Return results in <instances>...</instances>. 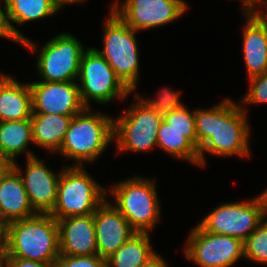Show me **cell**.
<instances>
[{
    "label": "cell",
    "instance_id": "6da1fadb",
    "mask_svg": "<svg viewBox=\"0 0 267 267\" xmlns=\"http://www.w3.org/2000/svg\"><path fill=\"white\" fill-rule=\"evenodd\" d=\"M247 110L231 99L211 108L194 110L199 166L206 165L205 153L212 156L249 157L250 126Z\"/></svg>",
    "mask_w": 267,
    "mask_h": 267
},
{
    "label": "cell",
    "instance_id": "7a4b0ae2",
    "mask_svg": "<svg viewBox=\"0 0 267 267\" xmlns=\"http://www.w3.org/2000/svg\"><path fill=\"white\" fill-rule=\"evenodd\" d=\"M7 258L56 263L60 256L57 220L50 214H36L15 220L3 228Z\"/></svg>",
    "mask_w": 267,
    "mask_h": 267
},
{
    "label": "cell",
    "instance_id": "3957f363",
    "mask_svg": "<svg viewBox=\"0 0 267 267\" xmlns=\"http://www.w3.org/2000/svg\"><path fill=\"white\" fill-rule=\"evenodd\" d=\"M85 108L74 115L57 151L67 159L77 161L74 166H83L82 162H94L114 140L113 118Z\"/></svg>",
    "mask_w": 267,
    "mask_h": 267
},
{
    "label": "cell",
    "instance_id": "277c9868",
    "mask_svg": "<svg viewBox=\"0 0 267 267\" xmlns=\"http://www.w3.org/2000/svg\"><path fill=\"white\" fill-rule=\"evenodd\" d=\"M108 190L85 171L84 166H63L57 200L49 213L56 220L94 214L107 199Z\"/></svg>",
    "mask_w": 267,
    "mask_h": 267
},
{
    "label": "cell",
    "instance_id": "5b68a950",
    "mask_svg": "<svg viewBox=\"0 0 267 267\" xmlns=\"http://www.w3.org/2000/svg\"><path fill=\"white\" fill-rule=\"evenodd\" d=\"M155 180L132 177L110 187L113 206L137 233H149L160 221V204Z\"/></svg>",
    "mask_w": 267,
    "mask_h": 267
},
{
    "label": "cell",
    "instance_id": "8992f818",
    "mask_svg": "<svg viewBox=\"0 0 267 267\" xmlns=\"http://www.w3.org/2000/svg\"><path fill=\"white\" fill-rule=\"evenodd\" d=\"M103 23V50L96 49L115 71L117 77L131 91L139 81V49L136 32L110 9Z\"/></svg>",
    "mask_w": 267,
    "mask_h": 267
},
{
    "label": "cell",
    "instance_id": "52a82bcc",
    "mask_svg": "<svg viewBox=\"0 0 267 267\" xmlns=\"http://www.w3.org/2000/svg\"><path fill=\"white\" fill-rule=\"evenodd\" d=\"M78 82L80 99L86 108H90V100L107 104L116 98L123 100L132 93L95 47L83 52Z\"/></svg>",
    "mask_w": 267,
    "mask_h": 267
},
{
    "label": "cell",
    "instance_id": "ba28073f",
    "mask_svg": "<svg viewBox=\"0 0 267 267\" xmlns=\"http://www.w3.org/2000/svg\"><path fill=\"white\" fill-rule=\"evenodd\" d=\"M140 94L119 118H113L114 140L118 153L147 152L157 147V133L163 116L144 104ZM138 98V100H137Z\"/></svg>",
    "mask_w": 267,
    "mask_h": 267
},
{
    "label": "cell",
    "instance_id": "9c48e42d",
    "mask_svg": "<svg viewBox=\"0 0 267 267\" xmlns=\"http://www.w3.org/2000/svg\"><path fill=\"white\" fill-rule=\"evenodd\" d=\"M266 215L267 203L262 192L248 201L221 204L198 224L206 232L233 236L244 242Z\"/></svg>",
    "mask_w": 267,
    "mask_h": 267
},
{
    "label": "cell",
    "instance_id": "30bf717a",
    "mask_svg": "<svg viewBox=\"0 0 267 267\" xmlns=\"http://www.w3.org/2000/svg\"><path fill=\"white\" fill-rule=\"evenodd\" d=\"M83 44L72 34L59 33L40 50L37 70L41 81L67 82L78 79Z\"/></svg>",
    "mask_w": 267,
    "mask_h": 267
},
{
    "label": "cell",
    "instance_id": "8fae6325",
    "mask_svg": "<svg viewBox=\"0 0 267 267\" xmlns=\"http://www.w3.org/2000/svg\"><path fill=\"white\" fill-rule=\"evenodd\" d=\"M185 245L186 258L199 267H231L244 257L240 238L206 232L199 224L190 231Z\"/></svg>",
    "mask_w": 267,
    "mask_h": 267
},
{
    "label": "cell",
    "instance_id": "7c38bea8",
    "mask_svg": "<svg viewBox=\"0 0 267 267\" xmlns=\"http://www.w3.org/2000/svg\"><path fill=\"white\" fill-rule=\"evenodd\" d=\"M110 9L130 28L143 31L177 20L188 5L184 0H124L120 4L117 0Z\"/></svg>",
    "mask_w": 267,
    "mask_h": 267
},
{
    "label": "cell",
    "instance_id": "4fadbf2b",
    "mask_svg": "<svg viewBox=\"0 0 267 267\" xmlns=\"http://www.w3.org/2000/svg\"><path fill=\"white\" fill-rule=\"evenodd\" d=\"M26 157L24 173L16 161L12 163V167L21 176L33 209L39 214H49L57 200V188L61 171L56 174L49 170L43 160L38 159L29 150Z\"/></svg>",
    "mask_w": 267,
    "mask_h": 267
},
{
    "label": "cell",
    "instance_id": "5bb4252c",
    "mask_svg": "<svg viewBox=\"0 0 267 267\" xmlns=\"http://www.w3.org/2000/svg\"><path fill=\"white\" fill-rule=\"evenodd\" d=\"M32 114L74 116L86 107L82 104L75 81L32 82Z\"/></svg>",
    "mask_w": 267,
    "mask_h": 267
},
{
    "label": "cell",
    "instance_id": "9a60e30c",
    "mask_svg": "<svg viewBox=\"0 0 267 267\" xmlns=\"http://www.w3.org/2000/svg\"><path fill=\"white\" fill-rule=\"evenodd\" d=\"M98 255L109 258L136 232L126 218L105 200L94 213Z\"/></svg>",
    "mask_w": 267,
    "mask_h": 267
},
{
    "label": "cell",
    "instance_id": "2e32d148",
    "mask_svg": "<svg viewBox=\"0 0 267 267\" xmlns=\"http://www.w3.org/2000/svg\"><path fill=\"white\" fill-rule=\"evenodd\" d=\"M60 255L98 254L94 214L57 220Z\"/></svg>",
    "mask_w": 267,
    "mask_h": 267
},
{
    "label": "cell",
    "instance_id": "e0dca14e",
    "mask_svg": "<svg viewBox=\"0 0 267 267\" xmlns=\"http://www.w3.org/2000/svg\"><path fill=\"white\" fill-rule=\"evenodd\" d=\"M243 55L248 78L267 72V13L246 14Z\"/></svg>",
    "mask_w": 267,
    "mask_h": 267
},
{
    "label": "cell",
    "instance_id": "ac0fdd59",
    "mask_svg": "<svg viewBox=\"0 0 267 267\" xmlns=\"http://www.w3.org/2000/svg\"><path fill=\"white\" fill-rule=\"evenodd\" d=\"M38 214L32 207L23 181L11 167L0 179V228L9 222Z\"/></svg>",
    "mask_w": 267,
    "mask_h": 267
},
{
    "label": "cell",
    "instance_id": "d6986e66",
    "mask_svg": "<svg viewBox=\"0 0 267 267\" xmlns=\"http://www.w3.org/2000/svg\"><path fill=\"white\" fill-rule=\"evenodd\" d=\"M6 20L12 36L29 50L37 51L38 46L32 40L27 39L16 26L29 21L39 20L54 15L60 8L53 0H5Z\"/></svg>",
    "mask_w": 267,
    "mask_h": 267
},
{
    "label": "cell",
    "instance_id": "ffe728a7",
    "mask_svg": "<svg viewBox=\"0 0 267 267\" xmlns=\"http://www.w3.org/2000/svg\"><path fill=\"white\" fill-rule=\"evenodd\" d=\"M32 94L29 83H19L0 73V122L30 119Z\"/></svg>",
    "mask_w": 267,
    "mask_h": 267
},
{
    "label": "cell",
    "instance_id": "44dd1931",
    "mask_svg": "<svg viewBox=\"0 0 267 267\" xmlns=\"http://www.w3.org/2000/svg\"><path fill=\"white\" fill-rule=\"evenodd\" d=\"M73 116L32 114L33 143L56 153L64 140Z\"/></svg>",
    "mask_w": 267,
    "mask_h": 267
},
{
    "label": "cell",
    "instance_id": "7402d4cb",
    "mask_svg": "<svg viewBox=\"0 0 267 267\" xmlns=\"http://www.w3.org/2000/svg\"><path fill=\"white\" fill-rule=\"evenodd\" d=\"M157 147L171 156L199 166L196 132H180L161 121L157 133Z\"/></svg>",
    "mask_w": 267,
    "mask_h": 267
},
{
    "label": "cell",
    "instance_id": "603a6c76",
    "mask_svg": "<svg viewBox=\"0 0 267 267\" xmlns=\"http://www.w3.org/2000/svg\"><path fill=\"white\" fill-rule=\"evenodd\" d=\"M33 143L31 119L0 122V154L11 163Z\"/></svg>",
    "mask_w": 267,
    "mask_h": 267
},
{
    "label": "cell",
    "instance_id": "cb8c5ba5",
    "mask_svg": "<svg viewBox=\"0 0 267 267\" xmlns=\"http://www.w3.org/2000/svg\"><path fill=\"white\" fill-rule=\"evenodd\" d=\"M156 252L149 233H135L106 259L107 267H142Z\"/></svg>",
    "mask_w": 267,
    "mask_h": 267
},
{
    "label": "cell",
    "instance_id": "d4e9b609",
    "mask_svg": "<svg viewBox=\"0 0 267 267\" xmlns=\"http://www.w3.org/2000/svg\"><path fill=\"white\" fill-rule=\"evenodd\" d=\"M243 248L244 258L267 265V215L243 242Z\"/></svg>",
    "mask_w": 267,
    "mask_h": 267
},
{
    "label": "cell",
    "instance_id": "484cf974",
    "mask_svg": "<svg viewBox=\"0 0 267 267\" xmlns=\"http://www.w3.org/2000/svg\"><path fill=\"white\" fill-rule=\"evenodd\" d=\"M180 92L181 91H173L165 87L159 91L155 99H143L141 96L139 98L150 109L164 116L172 110L179 109L183 106L182 102H180Z\"/></svg>",
    "mask_w": 267,
    "mask_h": 267
},
{
    "label": "cell",
    "instance_id": "4316f807",
    "mask_svg": "<svg viewBox=\"0 0 267 267\" xmlns=\"http://www.w3.org/2000/svg\"><path fill=\"white\" fill-rule=\"evenodd\" d=\"M165 121L171 128L180 132H196V123L194 110L189 111L184 105L179 108L172 110L163 116Z\"/></svg>",
    "mask_w": 267,
    "mask_h": 267
},
{
    "label": "cell",
    "instance_id": "83f0119b",
    "mask_svg": "<svg viewBox=\"0 0 267 267\" xmlns=\"http://www.w3.org/2000/svg\"><path fill=\"white\" fill-rule=\"evenodd\" d=\"M250 89L240 100L242 107L246 104L267 103V72L249 78ZM244 104V105H243Z\"/></svg>",
    "mask_w": 267,
    "mask_h": 267
},
{
    "label": "cell",
    "instance_id": "f1b7e54d",
    "mask_svg": "<svg viewBox=\"0 0 267 267\" xmlns=\"http://www.w3.org/2000/svg\"><path fill=\"white\" fill-rule=\"evenodd\" d=\"M57 267H107L106 259L95 255L69 256L60 255L56 262Z\"/></svg>",
    "mask_w": 267,
    "mask_h": 267
},
{
    "label": "cell",
    "instance_id": "f546056e",
    "mask_svg": "<svg viewBox=\"0 0 267 267\" xmlns=\"http://www.w3.org/2000/svg\"><path fill=\"white\" fill-rule=\"evenodd\" d=\"M10 267H57L56 263H45L22 258H7Z\"/></svg>",
    "mask_w": 267,
    "mask_h": 267
},
{
    "label": "cell",
    "instance_id": "4dcf8cb0",
    "mask_svg": "<svg viewBox=\"0 0 267 267\" xmlns=\"http://www.w3.org/2000/svg\"><path fill=\"white\" fill-rule=\"evenodd\" d=\"M0 4V37H6L10 40L18 42L11 34L7 20H6V9L4 5V9L1 7Z\"/></svg>",
    "mask_w": 267,
    "mask_h": 267
},
{
    "label": "cell",
    "instance_id": "1f68e13d",
    "mask_svg": "<svg viewBox=\"0 0 267 267\" xmlns=\"http://www.w3.org/2000/svg\"><path fill=\"white\" fill-rule=\"evenodd\" d=\"M7 243L4 231L0 228V267H3L7 263Z\"/></svg>",
    "mask_w": 267,
    "mask_h": 267
},
{
    "label": "cell",
    "instance_id": "d6a6232c",
    "mask_svg": "<svg viewBox=\"0 0 267 267\" xmlns=\"http://www.w3.org/2000/svg\"><path fill=\"white\" fill-rule=\"evenodd\" d=\"M142 267H168L166 261L157 253L153 254Z\"/></svg>",
    "mask_w": 267,
    "mask_h": 267
},
{
    "label": "cell",
    "instance_id": "836d02e7",
    "mask_svg": "<svg viewBox=\"0 0 267 267\" xmlns=\"http://www.w3.org/2000/svg\"><path fill=\"white\" fill-rule=\"evenodd\" d=\"M242 2V8H244L243 10V14H251L254 13L256 11L261 12V10L256 7V0H240Z\"/></svg>",
    "mask_w": 267,
    "mask_h": 267
},
{
    "label": "cell",
    "instance_id": "e575fe53",
    "mask_svg": "<svg viewBox=\"0 0 267 267\" xmlns=\"http://www.w3.org/2000/svg\"><path fill=\"white\" fill-rule=\"evenodd\" d=\"M12 167V163L2 154H0V179L8 172Z\"/></svg>",
    "mask_w": 267,
    "mask_h": 267
},
{
    "label": "cell",
    "instance_id": "d590c367",
    "mask_svg": "<svg viewBox=\"0 0 267 267\" xmlns=\"http://www.w3.org/2000/svg\"><path fill=\"white\" fill-rule=\"evenodd\" d=\"M53 1L61 9L62 6H65V4L68 5V4H75L79 2L82 3V1L84 3V1L86 0H53Z\"/></svg>",
    "mask_w": 267,
    "mask_h": 267
},
{
    "label": "cell",
    "instance_id": "8d00e7d4",
    "mask_svg": "<svg viewBox=\"0 0 267 267\" xmlns=\"http://www.w3.org/2000/svg\"><path fill=\"white\" fill-rule=\"evenodd\" d=\"M261 4H263V7L266 9L265 11L262 10V12L267 13V0H256V7Z\"/></svg>",
    "mask_w": 267,
    "mask_h": 267
},
{
    "label": "cell",
    "instance_id": "74e56055",
    "mask_svg": "<svg viewBox=\"0 0 267 267\" xmlns=\"http://www.w3.org/2000/svg\"><path fill=\"white\" fill-rule=\"evenodd\" d=\"M263 194H264V196L266 198V203H267V188H266V190H264Z\"/></svg>",
    "mask_w": 267,
    "mask_h": 267
},
{
    "label": "cell",
    "instance_id": "f35d334b",
    "mask_svg": "<svg viewBox=\"0 0 267 267\" xmlns=\"http://www.w3.org/2000/svg\"><path fill=\"white\" fill-rule=\"evenodd\" d=\"M3 267H10L7 263Z\"/></svg>",
    "mask_w": 267,
    "mask_h": 267
}]
</instances>
